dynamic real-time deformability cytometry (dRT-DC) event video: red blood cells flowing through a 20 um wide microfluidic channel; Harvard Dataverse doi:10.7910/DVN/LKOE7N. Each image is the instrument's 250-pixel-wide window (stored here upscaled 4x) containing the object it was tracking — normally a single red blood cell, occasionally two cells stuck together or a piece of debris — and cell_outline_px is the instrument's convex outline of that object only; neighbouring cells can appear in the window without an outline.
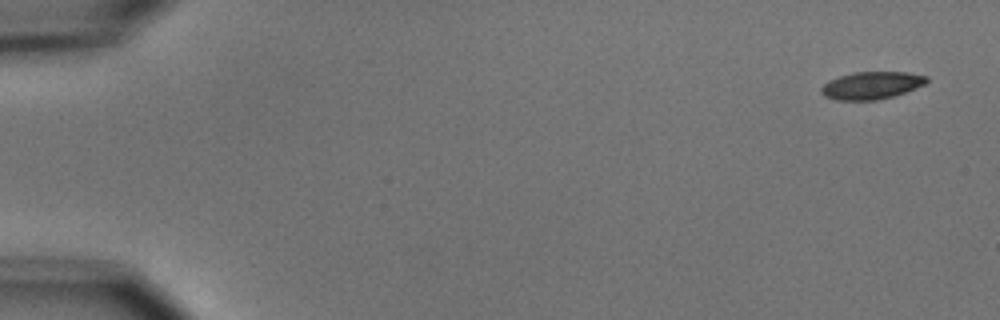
{"species": "common noctule bat (a hibernating species)", "species_latin": "Nyctalus noctula", "temperature_condition": "cold", "stored_images_in_passage": 2, "camera_frame_rate_fps": 3000, "um_per_image_px": 0.085, "animal": {"sex": "male", "body_mass_g": 15.6}, "frame": {"image": 1, "passage_image": 1, "time_ms": 0.0, "image_size_px": [1000, 320], "cell_outline_px": [[928, 80], [924, 84], [916, 88], [892, 96], [876, 100], [836, 100], [824, 96], [820, 92], [820, 88], [828, 80], [852, 72], [908, 72], [928, 76]], "centroid_in_image_um": [74.05, 7.25], "position_along_channel_um": 10.9, "area_um2": 16.88}}